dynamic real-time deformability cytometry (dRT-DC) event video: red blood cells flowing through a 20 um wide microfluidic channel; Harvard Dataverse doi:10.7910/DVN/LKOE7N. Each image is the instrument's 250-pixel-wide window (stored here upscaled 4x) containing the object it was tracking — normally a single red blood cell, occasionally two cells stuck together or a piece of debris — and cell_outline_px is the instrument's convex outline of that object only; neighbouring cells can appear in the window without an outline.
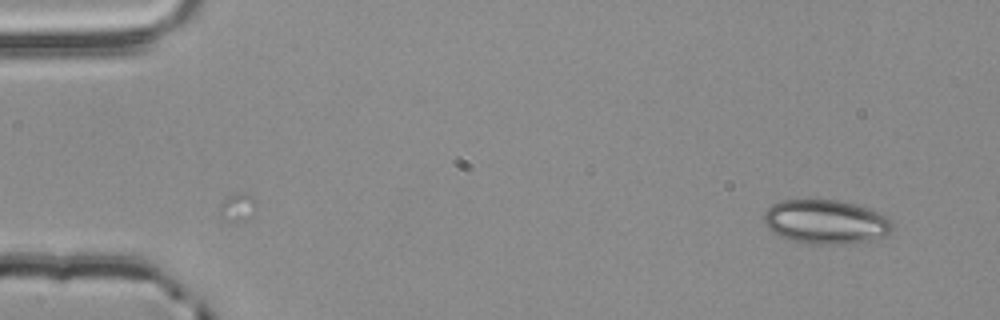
{"species": "common noctule bat (a hibernating species)", "species_latin": "Nyctalus noctula", "temperature_condition": "room temperature", "stored_images_in_passage": 3, "camera_frame_rate_fps": 3000, "um_per_image_px": 0.085, "animal": {"sex": "male", "body_mass_g": 20.4}, "frame": {"image": 1, "passage_image": 1, "time_ms": 0.0, "image_size_px": [1000, 320], "cell_outline_px": [[892, 228], [888, 236], [872, 240], [836, 244], [812, 244], [792, 240], [780, 236], [772, 232], [764, 224], [764, 212], [772, 204], [784, 200], [836, 200], [852, 204], [888, 216], [892, 224]], "centroid_in_image_um": [70.17, 18.87], "position_along_channel_um": 14.8, "area_um2": 32.77}}